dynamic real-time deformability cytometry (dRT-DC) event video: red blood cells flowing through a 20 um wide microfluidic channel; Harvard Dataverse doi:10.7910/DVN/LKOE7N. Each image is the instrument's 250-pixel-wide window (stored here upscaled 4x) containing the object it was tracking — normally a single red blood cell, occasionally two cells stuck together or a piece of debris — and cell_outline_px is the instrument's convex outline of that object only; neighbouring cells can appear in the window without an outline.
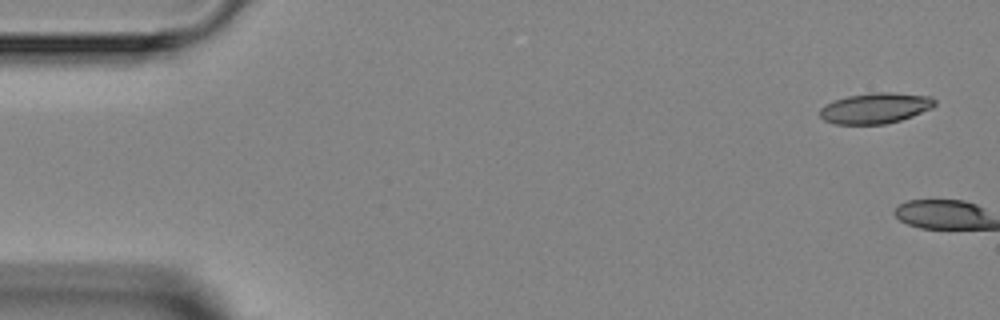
{"species": "Egyptian fruit bat (a non-hibernating species)", "species_latin": "Rousettus aegyptiacus", "temperature_condition": "room temperature", "stored_images_in_passage": 6, "camera_frame_rate_fps": 3000, "um_per_image_px": 0.085, "animal": {"sex": "female"}, "frame": {"image": 1, "passage_image": 1, "time_ms": 0.0, "image_size_px": [1000, 320], "cell_outline_px": [[936, 104], [932, 108], [912, 116], [900, 120], [884, 124], [836, 124], [824, 120], [820, 116], [820, 108], [836, 100], [848, 96], [872, 92], [892, 92], [932, 96], [936, 100]], "centroid_in_image_um": [74.45, 9.18], "position_along_channel_um": 10.6, "area_um2": 20.46}}
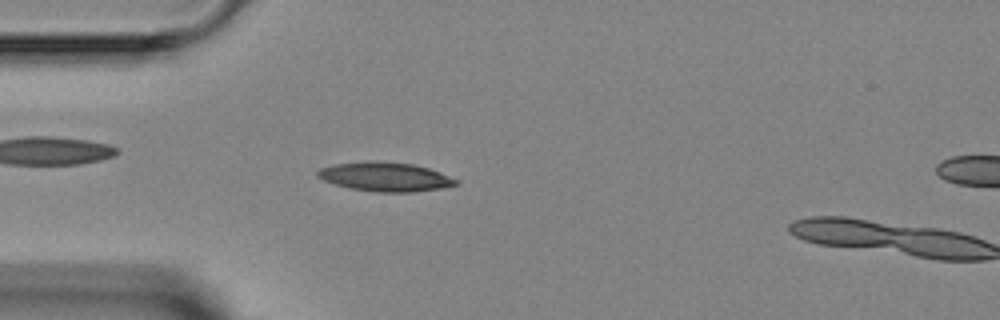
{"frame": {"image": 2, "passage_image": 5, "time_ms": 4.667, "image_size_px": [1000, 320], "cell_outline_px": [[460, 184], [440, 188], [412, 192], [376, 192], [352, 188], [336, 184], [324, 180], [316, 176], [316, 172], [320, 168], [332, 164], [368, 160], [376, 160], [412, 164], [428, 168], [440, 172], [460, 180]], "centroid_in_image_um": [32.75, 15.01], "position_along_channel_um": 52.3, "area_um2": 23.58}}